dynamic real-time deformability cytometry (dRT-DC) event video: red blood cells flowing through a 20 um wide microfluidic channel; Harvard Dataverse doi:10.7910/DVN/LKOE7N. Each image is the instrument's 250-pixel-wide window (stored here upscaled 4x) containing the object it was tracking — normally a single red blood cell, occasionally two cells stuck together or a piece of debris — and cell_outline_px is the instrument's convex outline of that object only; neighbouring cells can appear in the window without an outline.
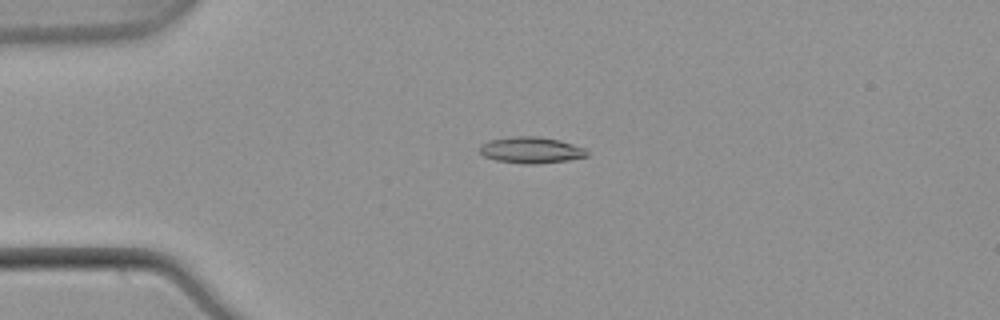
{"species": "common noctule bat (a hibernating species)", "species_latin": "Nyctalus noctula", "temperature_condition": "warm", "stored_images_in_passage": 44, "camera_frame_rate_fps": 3000, "um_per_image_px": 0.085, "animal": {"sex": "male", "body_mass_g": 21.5, "forearm_length_mm": 52.0}, "frame": {"image": 1, "passage_image": 4, "time_ms": 1.0, "image_size_px": [1000, 320], "cell_outline_px": [[588, 156], [568, 160], [536, 164], [524, 164], [496, 160], [484, 156], [480, 152], [480, 144], [488, 140], [516, 136], [540, 136], [560, 140], [584, 148], [588, 152]], "centroid_in_image_um": [45.13, 12.75], "position_along_channel_um": 39.9, "area_um2": 16.47}}
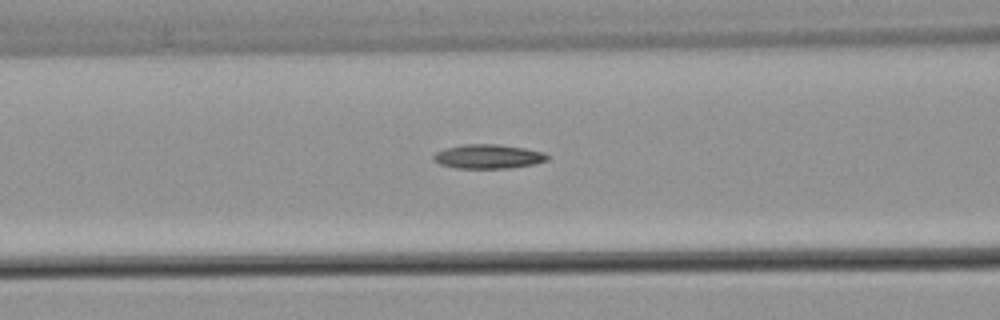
{"frame": {"image": 2, "passage_image": 13, "time_ms": 4.0, "image_size_px": [1000, 320], "cell_outline_px": [[548, 160], [536, 164], [512, 168], [456, 168], [440, 164], [432, 156], [436, 152], [448, 148], [464, 144], [496, 144], [524, 148], [544, 152], [548, 156]], "centroid_in_image_um": [41.54, 13.31], "position_along_channel_um": 125.1, "area_um2": 15.95}}
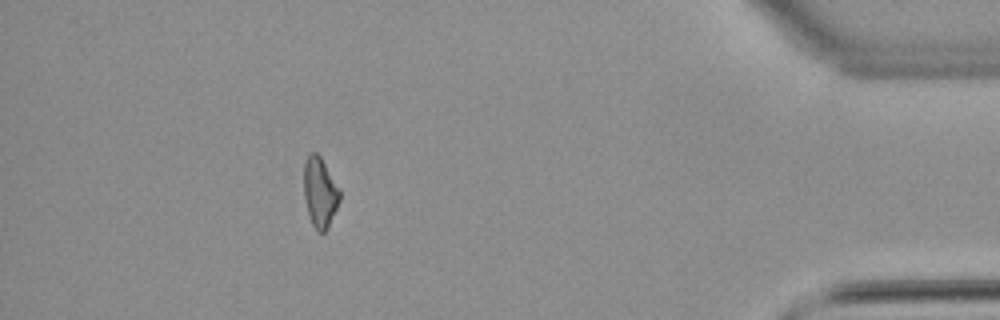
{"frame": {"image": 3, "passage_image": 39, "time_ms": 12.667, "image_size_px": [1000, 320], "cell_outline_px": [[340, 200], [328, 228], [324, 232], [316, 232], [312, 224], [308, 212], [304, 196], [304, 160], [312, 152], [316, 152], [320, 156], [340, 188]], "centroid_in_image_um": [27.2, 16.35], "position_along_channel_um": 408.0, "area_um2": 14.68}, "authors_computed_cell_mechanics": {"area_um2": 15.4037, "velocity_mm_per_s": 3.8705, "shape_relaxation_time_tau1_ms": null, "shape_relaxation_time_tau2_ms": 10.5793, "deformation_change_tau1": null, "deformation_change_tau2": 0.2314}}